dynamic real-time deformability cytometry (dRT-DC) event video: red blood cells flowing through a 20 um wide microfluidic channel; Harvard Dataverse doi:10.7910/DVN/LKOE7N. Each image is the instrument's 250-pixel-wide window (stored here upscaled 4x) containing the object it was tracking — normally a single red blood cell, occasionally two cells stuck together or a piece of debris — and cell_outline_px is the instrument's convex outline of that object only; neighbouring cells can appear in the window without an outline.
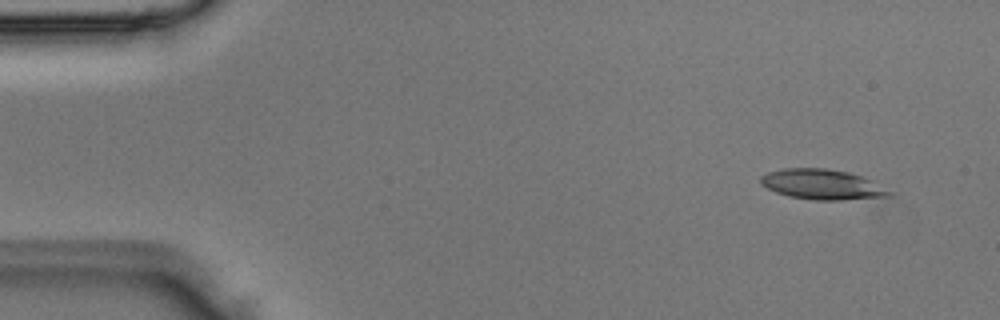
{"species": "Egyptian fruit bat (a non-hibernating species)", "species_latin": "Rousettus aegyptiacus", "temperature_condition": "room temperature", "stored_images_in_passage": 4, "camera_frame_rate_fps": 3000, "um_per_image_px": 0.085, "animal": {"sex": "male"}, "frame": {"image": 1, "passage_image": 1, "time_ms": 0.0, "image_size_px": [1000, 320], "cell_outline_px": [[892, 196], [840, 200], [812, 200], [788, 196], [776, 192], [760, 184], [760, 176], [768, 172], [784, 168], [824, 168], [848, 172], [872, 180], [892, 192]], "centroid_in_image_um": [69.87, 15.68], "position_along_channel_um": 15.1, "area_um2": 22.6}}